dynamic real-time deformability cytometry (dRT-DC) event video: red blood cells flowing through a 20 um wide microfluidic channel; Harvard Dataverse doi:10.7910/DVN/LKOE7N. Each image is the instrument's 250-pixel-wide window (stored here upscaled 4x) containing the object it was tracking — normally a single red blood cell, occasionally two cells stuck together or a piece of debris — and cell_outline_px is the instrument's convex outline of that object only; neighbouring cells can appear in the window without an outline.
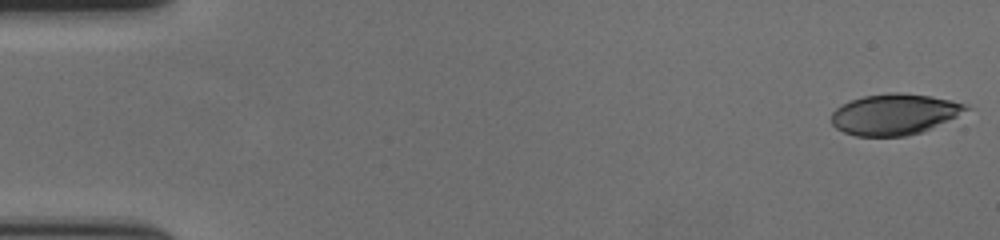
{"species": "human", "species_latin": "Homo sapiens", "temperature_condition": "cold", "stored_images_in_passage": 19, "camera_frame_rate_fps": 3000, "um_per_image_px": 0.085, "donor": {"sex": "female"}, "frame": {"image": 1, "passage_image": 1, "time_ms": 0.0, "image_size_px": [1000, 240], "cell_outline_px": [[972, 108], [924, 132], [908, 136], [856, 136], [844, 132], [836, 128], [832, 124], [832, 112], [836, 108], [852, 100], [864, 96], [888, 92], [900, 92], [932, 96], [952, 100], [968, 104]], "centroid_in_image_um": [76.06, 9.71], "position_along_channel_um": 8.9, "area_um2": 32.25}}
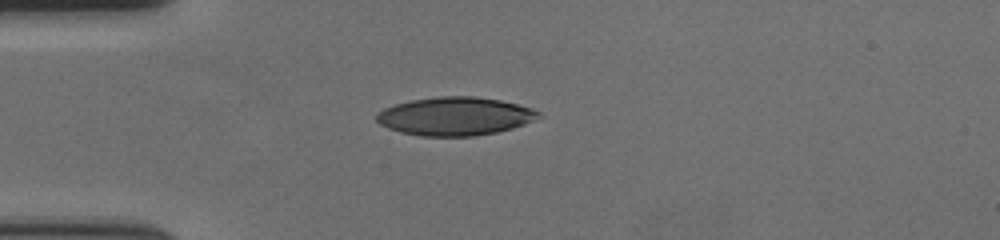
{"frame": {"image": 2, "passage_image": 16, "time_ms": 5.0, "image_size_px": [1000, 240], "cell_outline_px": [[540, 116], [524, 124], [512, 128], [496, 132], [472, 136], [420, 136], [400, 132], [388, 128], [380, 124], [376, 120], [376, 112], [384, 108], [396, 104], [412, 100], [436, 96], [476, 96], [500, 100], [532, 108], [540, 112]], "centroid_in_image_um": [38.64, 9.88], "position_along_channel_um": 46.4, "area_um2": 36.13}}